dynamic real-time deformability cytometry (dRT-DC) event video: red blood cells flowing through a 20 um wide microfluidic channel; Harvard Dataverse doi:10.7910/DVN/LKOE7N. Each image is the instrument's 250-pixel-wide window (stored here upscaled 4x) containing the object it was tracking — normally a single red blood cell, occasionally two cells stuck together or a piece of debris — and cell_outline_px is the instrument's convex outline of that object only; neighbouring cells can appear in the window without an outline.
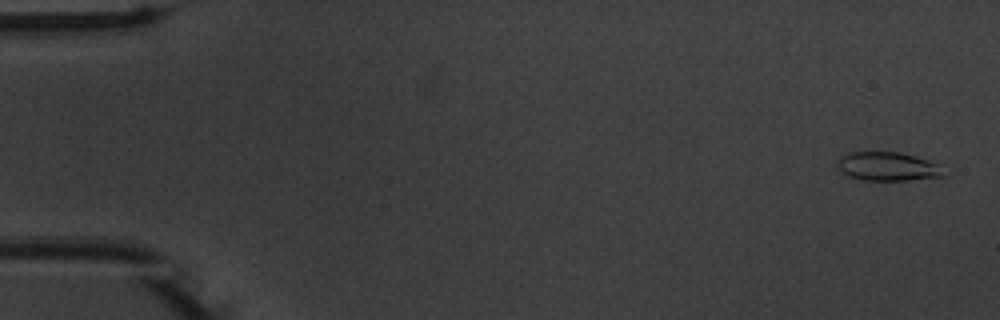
{"species": "common noctule bat (a hibernating species)", "species_latin": "Nyctalus noctula", "temperature_condition": "warm", "stored_images_in_passage": 54, "camera_frame_rate_fps": 3000, "um_per_image_px": 0.085, "animal": {"sex": "male", "body_mass_g": 20.1, "forearm_length_mm": 53.5}, "frame": {"image": 1, "passage_image": 2, "time_ms": 0.333, "image_size_px": [1000, 320], "cell_outline_px": [[944, 176], [908, 180], [864, 180], [848, 176], [840, 172], [840, 156], [852, 152], [900, 152], [916, 156], [928, 160], [936, 164]], "centroid_in_image_um": [75.43, 14.15], "position_along_channel_um": 9.6, "area_um2": 17.4}}
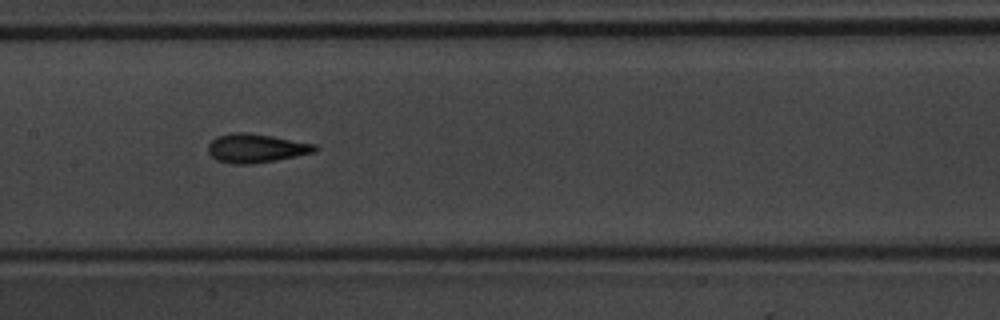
{"frame": {"image": 2, "passage_image": 27, "time_ms": 8.667, "image_size_px": [1000, 320], "cell_outline_px": [[320, 148], [316, 152], [276, 160], [252, 164], [232, 164], [216, 160], [208, 152], [208, 144], [216, 136], [232, 132], [252, 132], [316, 144]], "centroid_in_image_um": [21.77, 12.59], "position_along_channel_um": 185.6, "area_um2": 18.26}}
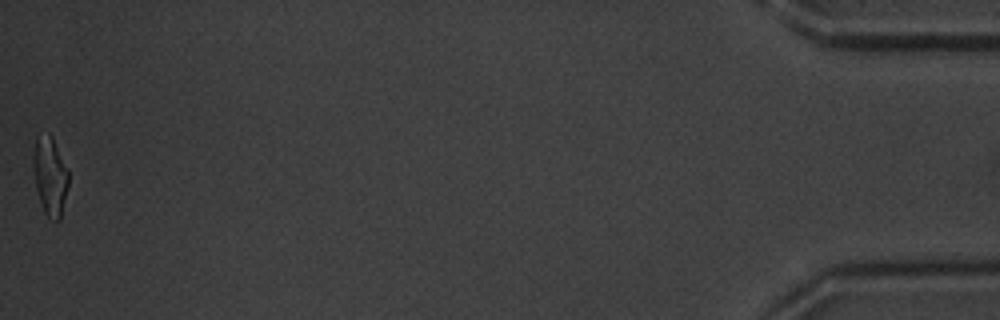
{"frame": {"image": 3, "passage_image": 54, "time_ms": 17.667, "image_size_px": [1000, 320], "cell_outline_px": [[68, 188], [60, 220], [56, 220], [48, 216], [44, 212], [36, 188], [32, 164], [32, 160], [36, 136], [48, 132], [52, 136], [68, 168]], "centroid_in_image_um": [4.25, 14.92], "position_along_channel_um": 430.9, "area_um2": 16.24}, "authors_computed_cell_mechanics": {"area_um2": 17.0221, "velocity_mm_per_s": 3.7715, "shape_relaxation_time_tau1_ms": 3.37, "shape_relaxation_time_tau2_ms": 1.9623, "deformation_change_tau1": 0.152, "deformation_change_tau2": 0.089}}